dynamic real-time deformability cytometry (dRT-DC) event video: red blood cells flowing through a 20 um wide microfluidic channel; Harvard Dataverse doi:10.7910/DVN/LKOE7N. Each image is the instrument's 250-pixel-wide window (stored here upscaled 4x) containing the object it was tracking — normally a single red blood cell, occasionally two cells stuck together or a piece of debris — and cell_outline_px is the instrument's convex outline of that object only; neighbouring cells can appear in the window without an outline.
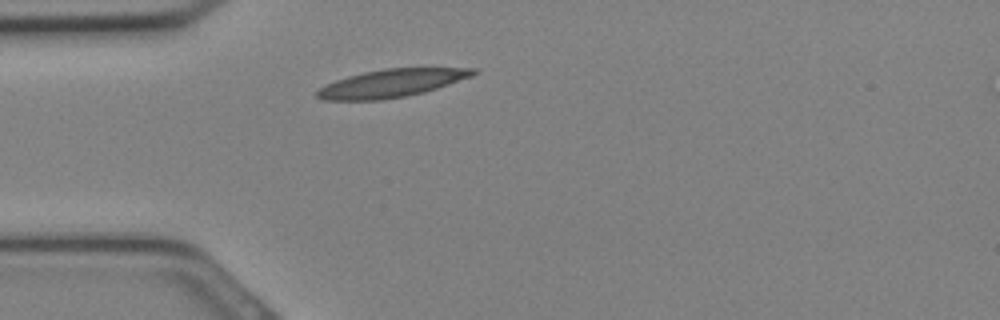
{"species": "Egyptian fruit bat (a non-hibernating species)", "species_latin": "Rousettus aegyptiacus", "temperature_condition": "cold", "stored_images_in_passage": 21, "camera_frame_rate_fps": 3000, "um_per_image_px": 0.085, "animal": {"sex": "female"}, "frame": {"image": 1, "passage_image": 2, "time_ms": 0.333, "image_size_px": [1000, 320], "cell_outline_px": [[480, 72], [472, 76], [424, 92], [408, 96], [380, 100], [324, 100], [316, 96], [316, 92], [320, 88], [336, 80], [348, 76], [364, 72], [384, 68], [476, 68]], "centroid_in_image_um": [33.3, 7.07], "position_along_channel_um": 51.7, "area_um2": 25.26}}
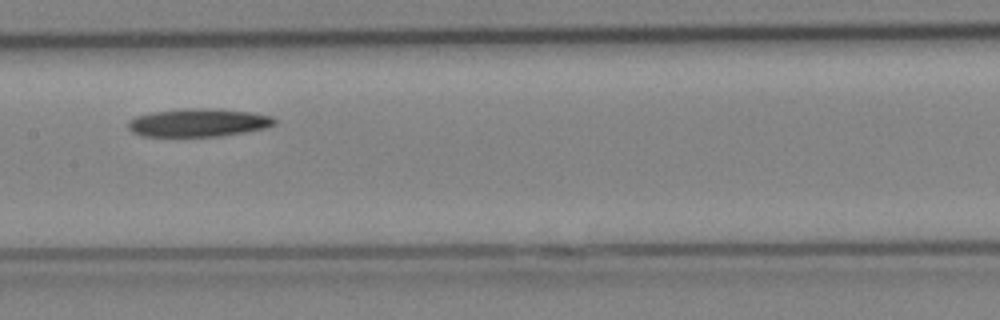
{"frame": {"image": 2, "passage_image": 9, "time_ms": 2.667, "image_size_px": [1000, 320], "cell_outline_px": [[276, 124], [268, 128], [220, 136], [144, 136], [132, 132], [128, 128], [128, 120], [136, 116], [156, 112], [184, 108], [204, 108], [252, 112], [272, 116], [276, 120]], "centroid_in_image_um": [16.89, 10.43], "position_along_channel_um": 190.5, "area_um2": 23.93}}
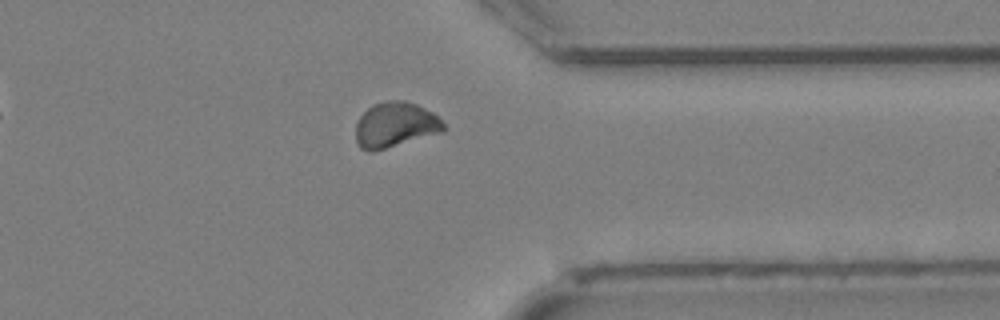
{"frame": {"image": 3, "passage_image": 18, "time_ms": 5.667, "image_size_px": [1000, 320], "cell_outline_px": [[444, 132], [372, 152], [360, 148], [356, 140], [356, 124], [360, 116], [372, 104], [388, 100], [404, 100], [416, 104], [432, 112], [444, 124]], "centroid_in_image_um": [33.58, 10.61], "position_along_channel_um": 377.8, "area_um2": 23.12}}